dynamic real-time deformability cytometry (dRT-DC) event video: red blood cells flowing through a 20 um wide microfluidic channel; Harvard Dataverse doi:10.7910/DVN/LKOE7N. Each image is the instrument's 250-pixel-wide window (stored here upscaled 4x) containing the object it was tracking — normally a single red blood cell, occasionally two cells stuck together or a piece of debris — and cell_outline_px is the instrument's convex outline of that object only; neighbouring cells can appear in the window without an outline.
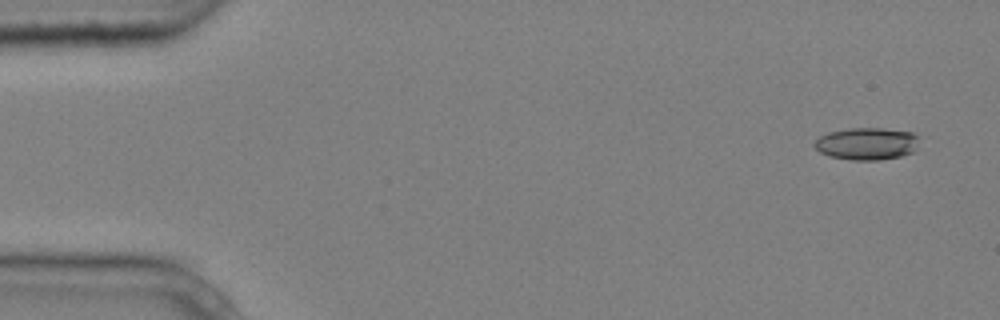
{"species": "common noctule bat (a hibernating species)", "species_latin": "Nyctalus noctula", "temperature_condition": "cold", "stored_images_in_passage": 5, "camera_frame_rate_fps": 3000, "um_per_image_px": 0.085, "animal": {"sex": "male", "body_mass_g": 20.4}, "frame": {"image": 1, "passage_image": 1, "time_ms": 0.0, "image_size_px": [1000, 320], "cell_outline_px": [[920, 136], [912, 152], [900, 156], [880, 160], [852, 160], [828, 156], [820, 152], [812, 144], [820, 136], [828, 132], [848, 128], [880, 128], [912, 132]], "centroid_in_image_um": [73.65, 12.21], "position_along_channel_um": 11.4, "area_um2": 19.71}}
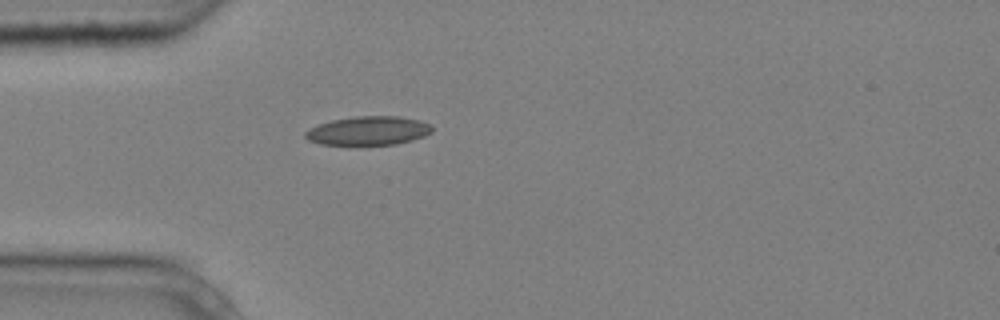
{"frame": {"image": 2, "passage_image": 5, "time_ms": 1.333, "image_size_px": [1000, 320], "cell_outline_px": [[432, 132], [424, 136], [412, 140], [396, 144], [320, 144], [308, 140], [304, 136], [304, 132], [320, 124], [332, 120], [356, 116], [400, 116], [420, 120], [428, 124], [432, 128]], "centroid_in_image_um": [31.32, 11.1], "position_along_channel_um": 53.7, "area_um2": 21.04}}